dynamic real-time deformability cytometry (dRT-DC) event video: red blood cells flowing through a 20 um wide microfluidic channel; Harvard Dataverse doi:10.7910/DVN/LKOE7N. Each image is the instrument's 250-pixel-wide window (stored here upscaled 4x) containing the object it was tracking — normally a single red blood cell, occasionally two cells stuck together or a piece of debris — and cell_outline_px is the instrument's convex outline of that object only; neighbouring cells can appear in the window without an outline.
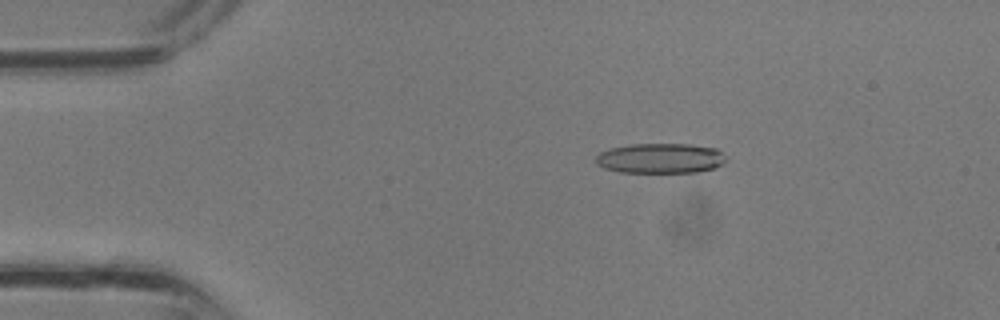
{"species": "common noctule bat (a hibernating species)", "species_latin": "Nyctalus noctula", "temperature_condition": "room temperature", "stored_images_in_passage": 32, "camera_frame_rate_fps": 3000, "um_per_image_px": 0.085, "animal": {"sex": "male", "body_mass_g": 13.3}, "frame": {"image": 1, "passage_image": 3, "time_ms": 0.667, "image_size_px": [1000, 320], "cell_outline_px": [[728, 160], [724, 164], [716, 168], [696, 172], [620, 172], [604, 168], [596, 164], [596, 156], [600, 152], [608, 148], [628, 144], [692, 144], [716, 148]], "centroid_in_image_um": [56.14, 13.45], "position_along_channel_um": 28.9, "area_um2": 23.06}}
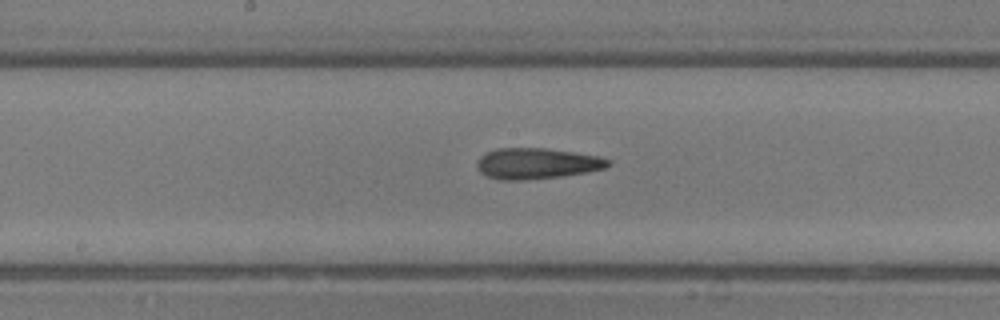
{"frame": {"image": 2, "passage_image": 15, "time_ms": 4.667, "image_size_px": [1000, 320], "cell_outline_px": [[612, 164], [604, 168], [588, 172], [560, 176], [524, 180], [500, 180], [488, 176], [480, 172], [476, 168], [476, 164], [480, 156], [496, 148], [544, 148], [600, 156], [612, 160]], "centroid_in_image_um": [45.63, 13.89], "position_along_channel_um": 202.6, "area_um2": 23.64}}
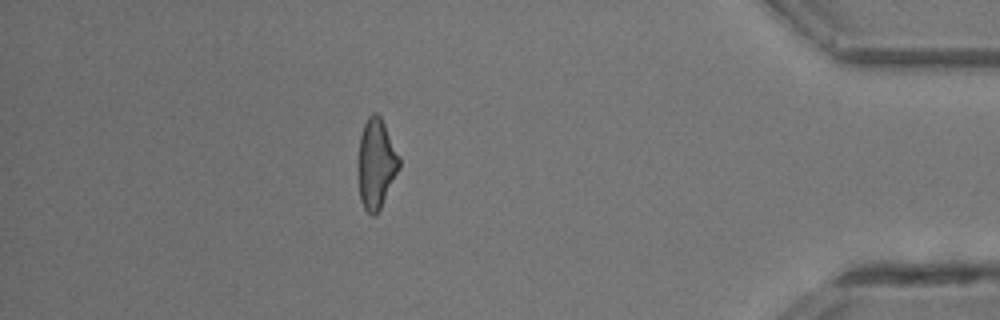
{"frame": {"image": 3, "passage_image": 28, "time_ms": 9.0, "image_size_px": [1000, 320], "cell_outline_px": [[400, 168], [376, 216], [372, 216], [364, 208], [360, 200], [356, 168], [356, 160], [360, 136], [364, 124], [368, 116], [372, 112], [376, 112], [380, 116], [400, 156]], "centroid_in_image_um": [31.94, 13.92], "position_along_channel_um": 403.3, "area_um2": 22.02}}